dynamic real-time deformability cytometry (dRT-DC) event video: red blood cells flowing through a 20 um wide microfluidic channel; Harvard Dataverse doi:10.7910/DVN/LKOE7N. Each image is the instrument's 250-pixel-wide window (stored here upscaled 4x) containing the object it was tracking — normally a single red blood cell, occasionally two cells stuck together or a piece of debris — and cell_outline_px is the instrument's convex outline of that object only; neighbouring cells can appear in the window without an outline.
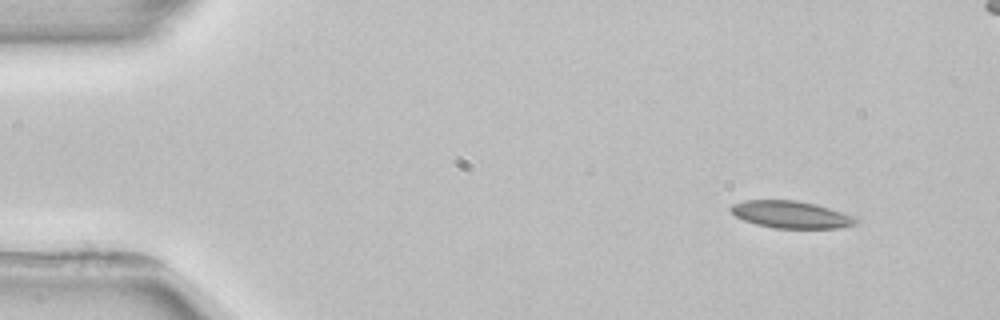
{"species": "common noctule bat (a hibernating species)", "species_latin": "Nyctalus noctula", "temperature_condition": "room temperature", "stored_images_in_passage": 3, "camera_frame_rate_fps": 3000, "um_per_image_px": 0.085, "animal": {"sex": "female", "body_mass_g": 22.7, "forearm_length_mm": 54.2}, "frame": {"image": 1, "passage_image": 1, "time_ms": 0.0, "image_size_px": [1000, 320], "cell_outline_px": [[860, 220], [856, 224], [836, 228], [776, 228], [756, 224], [744, 220], [736, 216], [728, 208], [732, 204], [744, 200], [796, 200], [816, 204], [852, 216]], "centroid_in_image_um": [67.2, 18.23], "position_along_channel_um": 17.8, "area_um2": 19.65}}